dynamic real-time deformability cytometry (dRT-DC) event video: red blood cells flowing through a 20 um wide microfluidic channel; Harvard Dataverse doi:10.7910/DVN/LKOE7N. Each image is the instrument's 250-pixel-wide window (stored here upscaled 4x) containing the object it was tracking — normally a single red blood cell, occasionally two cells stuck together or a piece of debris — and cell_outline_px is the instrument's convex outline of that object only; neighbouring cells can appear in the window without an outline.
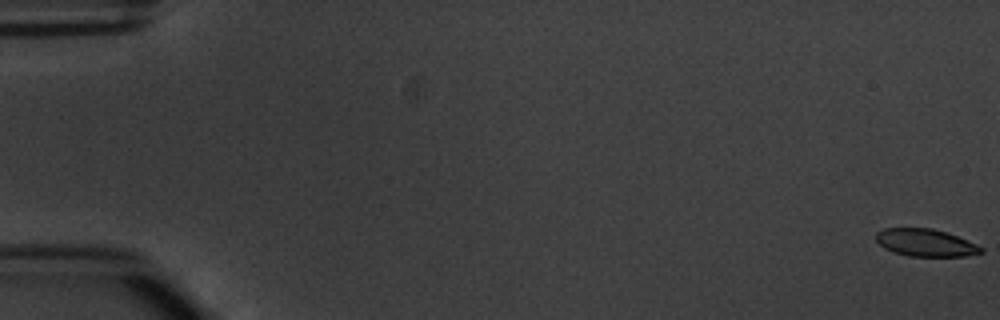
{"species": "common noctule bat (a hibernating species)", "species_latin": "Nyctalus noctula", "temperature_condition": "warm", "stored_images_in_passage": 5, "camera_frame_rate_fps": 3000, "um_per_image_px": 0.085, "animal": {"sex": "male", "body_mass_g": 20.1, "forearm_length_mm": 53.5}, "frame": {"image": 1, "passage_image": 1, "time_ms": 0.0, "image_size_px": [1000, 320], "cell_outline_px": [[984, 252], [964, 256], [908, 256], [892, 252], [884, 248], [876, 240], [876, 232], [884, 228], [932, 228], [948, 232], [976, 244], [984, 248]], "centroid_in_image_um": [78.67, 20.62], "position_along_channel_um": 6.3, "area_um2": 16.88}}